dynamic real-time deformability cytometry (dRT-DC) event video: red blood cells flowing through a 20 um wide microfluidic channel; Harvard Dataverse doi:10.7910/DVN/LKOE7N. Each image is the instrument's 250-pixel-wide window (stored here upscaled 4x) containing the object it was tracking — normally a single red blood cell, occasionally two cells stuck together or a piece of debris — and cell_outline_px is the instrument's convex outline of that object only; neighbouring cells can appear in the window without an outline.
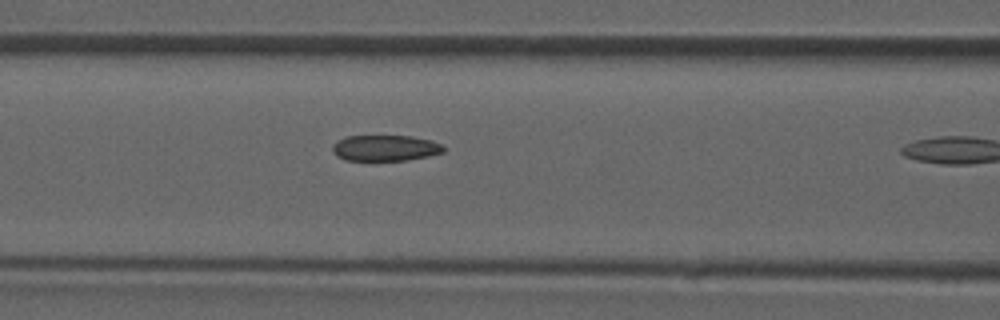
{"species": "common noctule bat (a hibernating species)", "species_latin": "Nyctalus noctula", "temperature_condition": "room temperature", "stored_images_in_passage": 11, "camera_frame_rate_fps": 3000, "um_per_image_px": 0.085, "animal": {"sex": "male", "forearm_length_mm": 52.5}, "frame": {"image": 1, "passage_image": 10, "time_ms": 3.0, "image_size_px": [1000, 320], "cell_outline_px": [[448, 148], [444, 152], [428, 156], [408, 160], [344, 160], [336, 156], [332, 152], [332, 144], [336, 140], [344, 136], [412, 136], [432, 140]], "centroid_in_image_um": [32.73, 12.57], "position_along_channel_um": 133.9, "area_um2": 17.05}}